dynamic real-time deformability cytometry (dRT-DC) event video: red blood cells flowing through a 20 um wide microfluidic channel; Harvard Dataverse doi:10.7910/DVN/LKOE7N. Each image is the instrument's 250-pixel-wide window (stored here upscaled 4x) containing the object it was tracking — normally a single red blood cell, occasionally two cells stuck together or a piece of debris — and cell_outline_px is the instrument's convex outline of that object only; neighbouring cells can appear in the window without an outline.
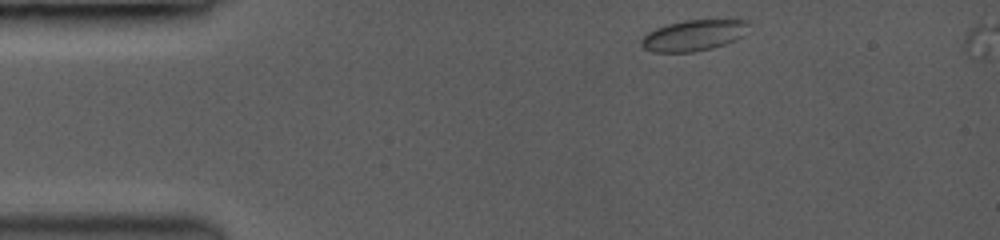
{"species": "common noctule bat (a hibernating species)", "species_latin": "Nyctalus noctula", "temperature_condition": "room temperature", "stored_images_in_passage": 49, "camera_frame_rate_fps": 3500, "um_per_image_px": 0.085, "animal": {"sex": "female", "body_mass_g": 19.0, "forearm_length_mm": 53.3}, "frame": {"image": 1, "passage_image": 1, "time_ms": 0.0, "image_size_px": [1000, 240], "cell_outline_px": [[744, 24], [740, 36], [724, 44], [712, 48], [692, 52], [656, 52], [644, 48], [640, 44], [644, 36], [648, 32], [656, 28], [668, 24], [688, 20], [744, 20]], "centroid_in_image_um": [58.83, 3.02], "position_along_channel_um": 26.2, "area_um2": 18.5}}
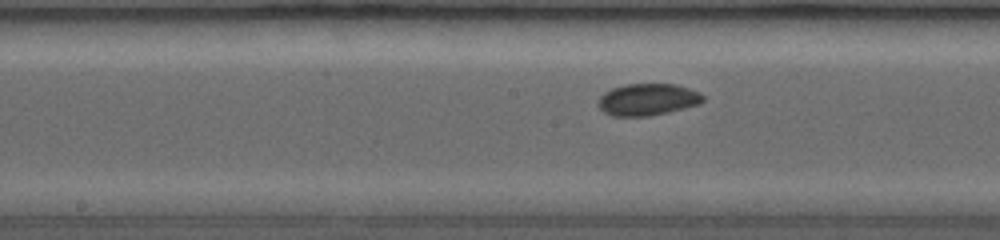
{"frame": {"image": 2, "passage_image": 22, "time_ms": 6.0, "image_size_px": [1000, 240], "cell_outline_px": [[704, 100], [696, 104], [648, 116], [612, 116], [604, 112], [600, 108], [600, 96], [604, 92], [612, 88], [624, 84], [676, 84], [700, 92], [704, 96]], "centroid_in_image_um": [55.02, 8.44], "position_along_channel_um": 193.2, "area_um2": 19.07}}
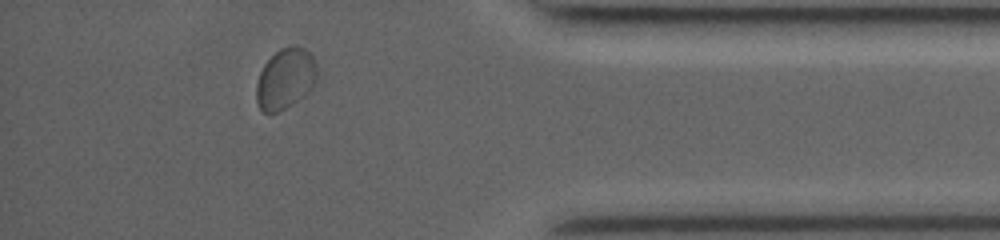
{"frame": {"image": 3, "passage_image": 43, "time_ms": 12.0, "image_size_px": [1000, 240], "cell_outline_px": [[316, 80], [312, 88], [304, 96], [280, 112], [264, 112], [260, 108], [256, 100], [256, 84], [260, 72], [264, 64], [280, 48], [288, 44], [292, 44], [304, 48], [312, 56], [316, 64]], "centroid_in_image_um": [24.26, 6.68], "position_along_channel_um": 410.9, "area_um2": 21.56}, "authors_computed_cell_mechanics": {"area_um2": 18.8428, "velocity_mm_per_s": 3.9007, "shape_relaxation_time_tau1_ms": 4.2975, "shape_relaxation_time_tau2_ms": null, "deformation_change_tau1": 0.067, "deformation_change_tau2": null}}